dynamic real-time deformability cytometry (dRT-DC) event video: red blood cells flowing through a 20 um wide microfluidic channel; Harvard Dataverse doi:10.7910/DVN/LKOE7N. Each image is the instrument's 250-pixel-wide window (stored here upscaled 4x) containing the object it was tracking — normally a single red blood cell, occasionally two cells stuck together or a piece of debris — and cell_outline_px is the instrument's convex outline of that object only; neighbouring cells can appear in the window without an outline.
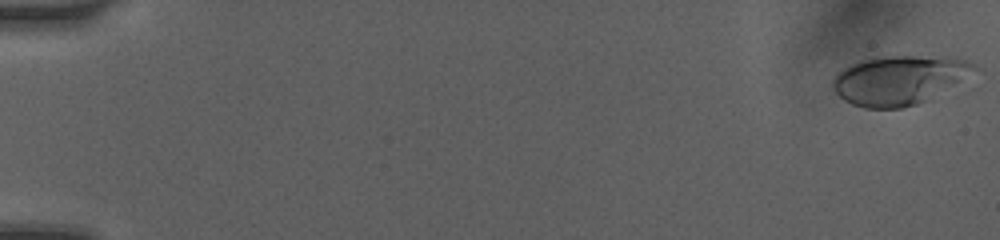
{"species": "human", "species_latin": "Homo sapiens", "temperature_condition": "room temperature", "stored_images_in_passage": 13, "camera_frame_rate_fps": 3000, "um_per_image_px": 0.085, "donor": {"sex": "female"}, "frame": {"image": 1, "passage_image": 1, "time_ms": 0.0, "image_size_px": [1000, 240], "cell_outline_px": [[980, 68], [964, 84], [932, 100], [904, 108], [864, 108], [852, 104], [844, 100], [832, 88], [832, 80], [844, 68], [860, 60], [892, 56], [948, 56], [968, 60], [976, 64]], "centroid_in_image_um": [76.61, 6.82], "position_along_channel_um": 8.4, "area_um2": 41.79}}
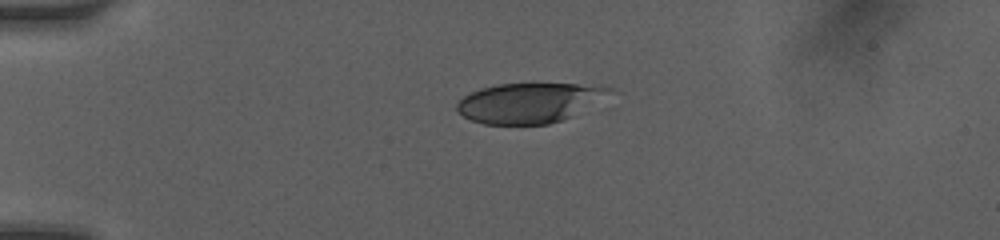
{"frame": {"image": 2, "passage_image": 8, "time_ms": 4.0, "image_size_px": [1000, 240], "cell_outline_px": [[620, 92], [572, 116], [548, 124], [484, 124], [472, 120], [464, 116], [456, 108], [456, 104], [464, 96], [480, 88], [496, 84], [600, 84], [616, 88]], "centroid_in_image_um": [45.15, 8.71], "position_along_channel_um": 39.9, "area_um2": 36.07}}
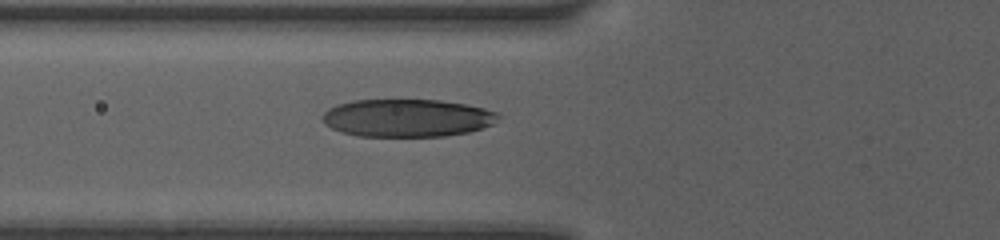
{"frame": {"image": 3, "passage_image": 13, "time_ms": 6.333, "image_size_px": [1000, 240], "cell_outline_px": [[500, 116], [492, 124], [468, 132], [444, 136], [360, 136], [340, 132], [324, 124], [320, 116], [328, 108], [336, 104], [352, 100], [440, 100], [464, 104], [484, 108], [496, 112]], "centroid_in_image_um": [34.54, 10.02], "position_along_channel_um": 91.3, "area_um2": 38.73}}